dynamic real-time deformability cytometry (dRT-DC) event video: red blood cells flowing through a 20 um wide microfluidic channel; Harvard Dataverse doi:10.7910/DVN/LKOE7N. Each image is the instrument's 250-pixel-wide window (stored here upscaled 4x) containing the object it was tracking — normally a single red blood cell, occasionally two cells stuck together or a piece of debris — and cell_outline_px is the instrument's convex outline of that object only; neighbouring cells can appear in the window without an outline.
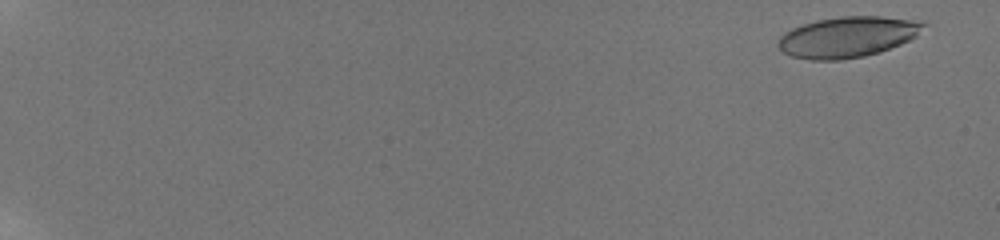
{"species": "human", "species_latin": "Homo sapiens", "temperature_condition": "room temperature", "stored_images_in_passage": 26, "camera_frame_rate_fps": 3000, "um_per_image_px": 0.085, "donor": {"sex": "male"}, "frame": {"image": 1, "passage_image": 4, "time_ms": 1.0, "image_size_px": [1000, 240], "cell_outline_px": [[928, 24], [916, 36], [900, 44], [880, 52], [864, 56], [836, 60], [812, 60], [792, 56], [784, 52], [776, 44], [780, 36], [784, 32], [792, 28], [816, 20], [840, 16], [880, 16], [928, 20]], "centroid_in_image_um": [72.1, 3.12], "position_along_channel_um": 12.9, "area_um2": 34.8}}
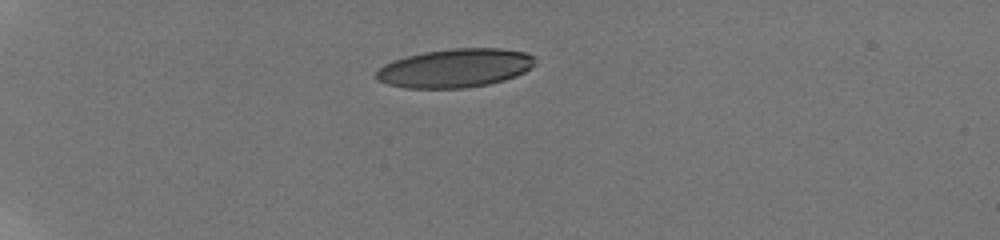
{"frame": {"image": 2, "passage_image": 19, "time_ms": 6.333, "image_size_px": [1000, 240], "cell_outline_px": [[536, 64], [524, 72], [516, 76], [504, 80], [488, 84], [464, 88], [408, 88], [388, 84], [376, 80], [372, 76], [384, 64], [408, 56], [424, 52], [452, 48], [500, 48], [524, 52], [536, 56]], "centroid_in_image_um": [38.7, 5.79], "position_along_channel_um": 46.3, "area_um2": 35.89}}
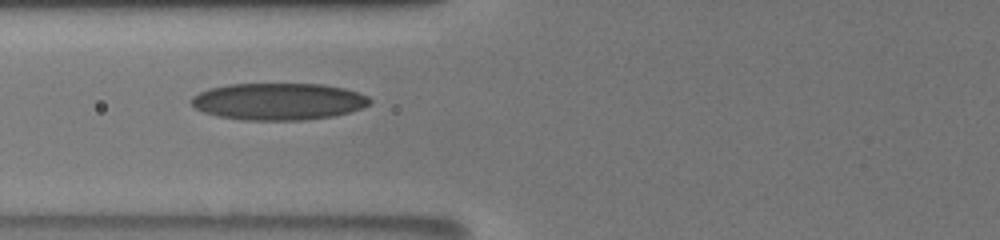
{"frame": {"image": 3, "passage_image": 23, "time_ms": 9.333, "image_size_px": [1000, 240], "cell_outline_px": [[372, 100], [368, 104], [360, 108], [348, 112], [332, 116], [300, 120], [244, 120], [220, 116], [204, 112], [196, 108], [188, 100], [192, 96], [208, 88], [228, 84], [320, 84], [344, 88], [368, 96]], "centroid_in_image_um": [23.62, 8.62], "position_along_channel_um": 102.2, "area_um2": 38.21}}